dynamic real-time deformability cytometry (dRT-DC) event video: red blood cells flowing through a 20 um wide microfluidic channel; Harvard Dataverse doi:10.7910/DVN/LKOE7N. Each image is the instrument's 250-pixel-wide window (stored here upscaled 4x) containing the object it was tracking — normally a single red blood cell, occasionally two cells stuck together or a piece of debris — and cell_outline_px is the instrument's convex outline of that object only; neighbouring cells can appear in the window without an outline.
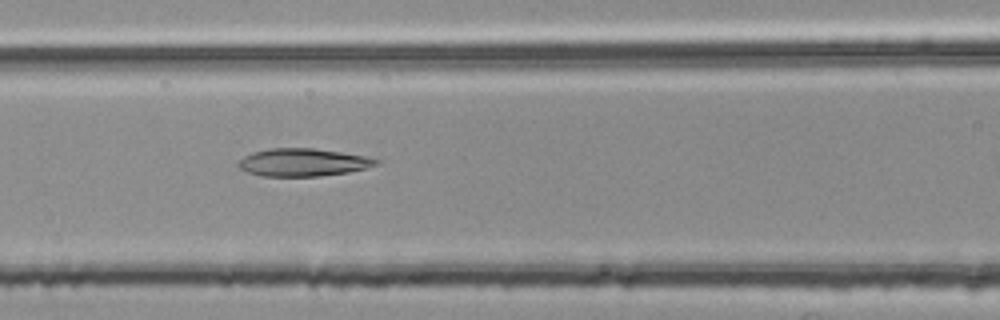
{"species": "common noctule bat (a hibernating species)", "species_latin": "Nyctalus noctula", "temperature_condition": "room temperature", "stored_images_in_passage": 4, "camera_frame_rate_fps": 3000, "um_per_image_px": 0.085, "animal": {"sex": "female", "body_mass_g": 25.1}, "frame": {"image": 1, "passage_image": 3, "time_ms": 0.667, "image_size_px": [1000, 320], "cell_outline_px": [[380, 164], [348, 172], [320, 176], [264, 176], [248, 172], [240, 168], [236, 164], [244, 156], [252, 152], [268, 148], [312, 148], [368, 156], [380, 160]], "centroid_in_image_um": [25.76, 13.79], "position_along_channel_um": 140.8, "area_um2": 22.25}}